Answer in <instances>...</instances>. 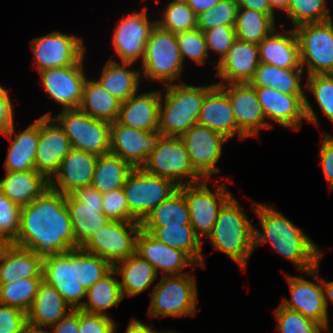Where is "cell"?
Returning <instances> with one entry per match:
<instances>
[{
    "instance_id": "c3c4849f",
    "label": "cell",
    "mask_w": 333,
    "mask_h": 333,
    "mask_svg": "<svg viewBox=\"0 0 333 333\" xmlns=\"http://www.w3.org/2000/svg\"><path fill=\"white\" fill-rule=\"evenodd\" d=\"M235 0H221L214 7L197 16V28L206 31L217 26H235L238 14Z\"/></svg>"
},
{
    "instance_id": "7402d4cb",
    "label": "cell",
    "mask_w": 333,
    "mask_h": 333,
    "mask_svg": "<svg viewBox=\"0 0 333 333\" xmlns=\"http://www.w3.org/2000/svg\"><path fill=\"white\" fill-rule=\"evenodd\" d=\"M52 118L51 112L39 118V141L35 170L50 180L58 171L64 157L72 149L64 130Z\"/></svg>"
},
{
    "instance_id": "ffe728a7",
    "label": "cell",
    "mask_w": 333,
    "mask_h": 333,
    "mask_svg": "<svg viewBox=\"0 0 333 333\" xmlns=\"http://www.w3.org/2000/svg\"><path fill=\"white\" fill-rule=\"evenodd\" d=\"M161 136L159 130L144 131L115 121L110 125V153L128 162L133 168H140L156 148Z\"/></svg>"
},
{
    "instance_id": "30bf717a",
    "label": "cell",
    "mask_w": 333,
    "mask_h": 333,
    "mask_svg": "<svg viewBox=\"0 0 333 333\" xmlns=\"http://www.w3.org/2000/svg\"><path fill=\"white\" fill-rule=\"evenodd\" d=\"M301 67L308 76L333 74V20L306 23L294 28Z\"/></svg>"
},
{
    "instance_id": "ac0fdd59",
    "label": "cell",
    "mask_w": 333,
    "mask_h": 333,
    "mask_svg": "<svg viewBox=\"0 0 333 333\" xmlns=\"http://www.w3.org/2000/svg\"><path fill=\"white\" fill-rule=\"evenodd\" d=\"M180 138L192 166L204 179L210 180L211 175L220 172L216 163L222 154L223 144L228 140L226 137L197 123Z\"/></svg>"
},
{
    "instance_id": "d6986e66",
    "label": "cell",
    "mask_w": 333,
    "mask_h": 333,
    "mask_svg": "<svg viewBox=\"0 0 333 333\" xmlns=\"http://www.w3.org/2000/svg\"><path fill=\"white\" fill-rule=\"evenodd\" d=\"M84 57L72 66L49 68L39 72L45 91L62 110L79 109L82 102Z\"/></svg>"
},
{
    "instance_id": "f1b7e54d",
    "label": "cell",
    "mask_w": 333,
    "mask_h": 333,
    "mask_svg": "<svg viewBox=\"0 0 333 333\" xmlns=\"http://www.w3.org/2000/svg\"><path fill=\"white\" fill-rule=\"evenodd\" d=\"M276 30L258 44L260 62L282 69H303L294 29L283 33Z\"/></svg>"
},
{
    "instance_id": "7dc6e473",
    "label": "cell",
    "mask_w": 333,
    "mask_h": 333,
    "mask_svg": "<svg viewBox=\"0 0 333 333\" xmlns=\"http://www.w3.org/2000/svg\"><path fill=\"white\" fill-rule=\"evenodd\" d=\"M278 331L280 333H321L324 327L317 321L303 316L297 311L283 307L274 310Z\"/></svg>"
},
{
    "instance_id": "8d00e7d4",
    "label": "cell",
    "mask_w": 333,
    "mask_h": 333,
    "mask_svg": "<svg viewBox=\"0 0 333 333\" xmlns=\"http://www.w3.org/2000/svg\"><path fill=\"white\" fill-rule=\"evenodd\" d=\"M132 63L122 64L109 59L97 80L102 87L121 102L128 100L138 92L141 72L129 70Z\"/></svg>"
},
{
    "instance_id": "3957f363",
    "label": "cell",
    "mask_w": 333,
    "mask_h": 333,
    "mask_svg": "<svg viewBox=\"0 0 333 333\" xmlns=\"http://www.w3.org/2000/svg\"><path fill=\"white\" fill-rule=\"evenodd\" d=\"M254 225L234 195L220 209L211 234L214 249L225 253L243 270L253 249Z\"/></svg>"
},
{
    "instance_id": "03108f58",
    "label": "cell",
    "mask_w": 333,
    "mask_h": 333,
    "mask_svg": "<svg viewBox=\"0 0 333 333\" xmlns=\"http://www.w3.org/2000/svg\"><path fill=\"white\" fill-rule=\"evenodd\" d=\"M269 2L273 10L281 9L282 11L284 10L286 12L289 7L290 0H269Z\"/></svg>"
},
{
    "instance_id": "e0dca14e",
    "label": "cell",
    "mask_w": 333,
    "mask_h": 333,
    "mask_svg": "<svg viewBox=\"0 0 333 333\" xmlns=\"http://www.w3.org/2000/svg\"><path fill=\"white\" fill-rule=\"evenodd\" d=\"M42 281L54 287L70 309L82 307L87 290L78 282L77 249L42 261Z\"/></svg>"
},
{
    "instance_id": "4316f807",
    "label": "cell",
    "mask_w": 333,
    "mask_h": 333,
    "mask_svg": "<svg viewBox=\"0 0 333 333\" xmlns=\"http://www.w3.org/2000/svg\"><path fill=\"white\" fill-rule=\"evenodd\" d=\"M260 64L258 45L236 39L223 60L216 65L218 85L249 83Z\"/></svg>"
},
{
    "instance_id": "60d3db41",
    "label": "cell",
    "mask_w": 333,
    "mask_h": 333,
    "mask_svg": "<svg viewBox=\"0 0 333 333\" xmlns=\"http://www.w3.org/2000/svg\"><path fill=\"white\" fill-rule=\"evenodd\" d=\"M190 225V214L184 194L178 189L154 208L141 222V227Z\"/></svg>"
},
{
    "instance_id": "603a6c76",
    "label": "cell",
    "mask_w": 333,
    "mask_h": 333,
    "mask_svg": "<svg viewBox=\"0 0 333 333\" xmlns=\"http://www.w3.org/2000/svg\"><path fill=\"white\" fill-rule=\"evenodd\" d=\"M221 86L227 92L238 128L247 137H258L261 128L273 126L266 120L256 90L250 83H229Z\"/></svg>"
},
{
    "instance_id": "8fae6325",
    "label": "cell",
    "mask_w": 333,
    "mask_h": 333,
    "mask_svg": "<svg viewBox=\"0 0 333 333\" xmlns=\"http://www.w3.org/2000/svg\"><path fill=\"white\" fill-rule=\"evenodd\" d=\"M214 187L215 191L212 192L208 188V179H203L178 188L188 204L190 225L200 240L202 236L211 234L220 209L233 196L225 184L217 183Z\"/></svg>"
},
{
    "instance_id": "7a4b0ae2",
    "label": "cell",
    "mask_w": 333,
    "mask_h": 333,
    "mask_svg": "<svg viewBox=\"0 0 333 333\" xmlns=\"http://www.w3.org/2000/svg\"><path fill=\"white\" fill-rule=\"evenodd\" d=\"M253 206L263 230L260 231L254 225L253 249L269 241L280 255L291 261L302 273L316 267L322 258L321 250L300 227L269 205L255 202Z\"/></svg>"
},
{
    "instance_id": "44dd1931",
    "label": "cell",
    "mask_w": 333,
    "mask_h": 333,
    "mask_svg": "<svg viewBox=\"0 0 333 333\" xmlns=\"http://www.w3.org/2000/svg\"><path fill=\"white\" fill-rule=\"evenodd\" d=\"M156 21L151 22L147 17V8L142 12L130 13L123 17L116 26L112 43L115 52L122 62L132 63L145 56L146 43Z\"/></svg>"
},
{
    "instance_id": "1f68e13d",
    "label": "cell",
    "mask_w": 333,
    "mask_h": 333,
    "mask_svg": "<svg viewBox=\"0 0 333 333\" xmlns=\"http://www.w3.org/2000/svg\"><path fill=\"white\" fill-rule=\"evenodd\" d=\"M14 125L4 134L11 141L4 163L6 171H28L35 169V156L39 141V119L30 124L22 132L15 133Z\"/></svg>"
},
{
    "instance_id": "91938a15",
    "label": "cell",
    "mask_w": 333,
    "mask_h": 333,
    "mask_svg": "<svg viewBox=\"0 0 333 333\" xmlns=\"http://www.w3.org/2000/svg\"><path fill=\"white\" fill-rule=\"evenodd\" d=\"M50 328L53 333H79L78 309H70L65 317Z\"/></svg>"
},
{
    "instance_id": "11a10c76",
    "label": "cell",
    "mask_w": 333,
    "mask_h": 333,
    "mask_svg": "<svg viewBox=\"0 0 333 333\" xmlns=\"http://www.w3.org/2000/svg\"><path fill=\"white\" fill-rule=\"evenodd\" d=\"M79 333H115L117 324L109 315L89 313L78 309Z\"/></svg>"
},
{
    "instance_id": "f546056e",
    "label": "cell",
    "mask_w": 333,
    "mask_h": 333,
    "mask_svg": "<svg viewBox=\"0 0 333 333\" xmlns=\"http://www.w3.org/2000/svg\"><path fill=\"white\" fill-rule=\"evenodd\" d=\"M49 188V180L35 169L6 171L0 180V191L20 207L26 206Z\"/></svg>"
},
{
    "instance_id": "d4e9b609",
    "label": "cell",
    "mask_w": 333,
    "mask_h": 333,
    "mask_svg": "<svg viewBox=\"0 0 333 333\" xmlns=\"http://www.w3.org/2000/svg\"><path fill=\"white\" fill-rule=\"evenodd\" d=\"M136 254L148 261L161 276L182 275L186 266L193 268L198 266L186 253L174 249L165 243L156 240L149 233L141 229L136 238Z\"/></svg>"
},
{
    "instance_id": "f6af8a7d",
    "label": "cell",
    "mask_w": 333,
    "mask_h": 333,
    "mask_svg": "<svg viewBox=\"0 0 333 333\" xmlns=\"http://www.w3.org/2000/svg\"><path fill=\"white\" fill-rule=\"evenodd\" d=\"M286 13L295 27L332 19L325 0H290Z\"/></svg>"
},
{
    "instance_id": "6125c7cd",
    "label": "cell",
    "mask_w": 333,
    "mask_h": 333,
    "mask_svg": "<svg viewBox=\"0 0 333 333\" xmlns=\"http://www.w3.org/2000/svg\"><path fill=\"white\" fill-rule=\"evenodd\" d=\"M196 16L214 7L221 0H185Z\"/></svg>"
},
{
    "instance_id": "b9f144b4",
    "label": "cell",
    "mask_w": 333,
    "mask_h": 333,
    "mask_svg": "<svg viewBox=\"0 0 333 333\" xmlns=\"http://www.w3.org/2000/svg\"><path fill=\"white\" fill-rule=\"evenodd\" d=\"M275 27V21L265 13L246 8L238 9L234 28L239 40L258 45Z\"/></svg>"
},
{
    "instance_id": "e7e4bbea",
    "label": "cell",
    "mask_w": 333,
    "mask_h": 333,
    "mask_svg": "<svg viewBox=\"0 0 333 333\" xmlns=\"http://www.w3.org/2000/svg\"><path fill=\"white\" fill-rule=\"evenodd\" d=\"M321 282L324 288L326 307L328 308V302L330 301L333 303V281L327 282L322 279Z\"/></svg>"
},
{
    "instance_id": "9c48e42d",
    "label": "cell",
    "mask_w": 333,
    "mask_h": 333,
    "mask_svg": "<svg viewBox=\"0 0 333 333\" xmlns=\"http://www.w3.org/2000/svg\"><path fill=\"white\" fill-rule=\"evenodd\" d=\"M52 118L68 136L72 148L98 156L110 152L111 123L95 119L80 109L62 110Z\"/></svg>"
},
{
    "instance_id": "ab89813d",
    "label": "cell",
    "mask_w": 333,
    "mask_h": 333,
    "mask_svg": "<svg viewBox=\"0 0 333 333\" xmlns=\"http://www.w3.org/2000/svg\"><path fill=\"white\" fill-rule=\"evenodd\" d=\"M133 167L117 155L107 153L98 156L92 186L101 194L122 188Z\"/></svg>"
},
{
    "instance_id": "74e56055",
    "label": "cell",
    "mask_w": 333,
    "mask_h": 333,
    "mask_svg": "<svg viewBox=\"0 0 333 333\" xmlns=\"http://www.w3.org/2000/svg\"><path fill=\"white\" fill-rule=\"evenodd\" d=\"M302 74L303 69H282L260 62L249 83L253 87L276 88L289 95H304Z\"/></svg>"
},
{
    "instance_id": "cb8c5ba5",
    "label": "cell",
    "mask_w": 333,
    "mask_h": 333,
    "mask_svg": "<svg viewBox=\"0 0 333 333\" xmlns=\"http://www.w3.org/2000/svg\"><path fill=\"white\" fill-rule=\"evenodd\" d=\"M97 159L96 154L72 148L49 180V187L67 195L81 187L90 186Z\"/></svg>"
},
{
    "instance_id": "89a4df30",
    "label": "cell",
    "mask_w": 333,
    "mask_h": 333,
    "mask_svg": "<svg viewBox=\"0 0 333 333\" xmlns=\"http://www.w3.org/2000/svg\"><path fill=\"white\" fill-rule=\"evenodd\" d=\"M163 333H176L175 331H163Z\"/></svg>"
},
{
    "instance_id": "a7ac6f4b",
    "label": "cell",
    "mask_w": 333,
    "mask_h": 333,
    "mask_svg": "<svg viewBox=\"0 0 333 333\" xmlns=\"http://www.w3.org/2000/svg\"><path fill=\"white\" fill-rule=\"evenodd\" d=\"M2 250H3V242H0V261L2 256Z\"/></svg>"
},
{
    "instance_id": "836d02e7",
    "label": "cell",
    "mask_w": 333,
    "mask_h": 333,
    "mask_svg": "<svg viewBox=\"0 0 333 333\" xmlns=\"http://www.w3.org/2000/svg\"><path fill=\"white\" fill-rule=\"evenodd\" d=\"M113 269L122 277L119 284L123 298L133 297L145 291L158 276L155 268L136 253L116 262Z\"/></svg>"
},
{
    "instance_id": "d590c367",
    "label": "cell",
    "mask_w": 333,
    "mask_h": 333,
    "mask_svg": "<svg viewBox=\"0 0 333 333\" xmlns=\"http://www.w3.org/2000/svg\"><path fill=\"white\" fill-rule=\"evenodd\" d=\"M121 101L105 90L96 80L86 78L79 109L89 116L113 123L117 121Z\"/></svg>"
},
{
    "instance_id": "d6a6232c",
    "label": "cell",
    "mask_w": 333,
    "mask_h": 333,
    "mask_svg": "<svg viewBox=\"0 0 333 333\" xmlns=\"http://www.w3.org/2000/svg\"><path fill=\"white\" fill-rule=\"evenodd\" d=\"M67 307L70 308L61 294L42 281L27 312V323L38 327H51L69 313Z\"/></svg>"
},
{
    "instance_id": "4dcf8cb0",
    "label": "cell",
    "mask_w": 333,
    "mask_h": 333,
    "mask_svg": "<svg viewBox=\"0 0 333 333\" xmlns=\"http://www.w3.org/2000/svg\"><path fill=\"white\" fill-rule=\"evenodd\" d=\"M18 278H42V261L29 249L3 243L0 284L11 283Z\"/></svg>"
},
{
    "instance_id": "4fadbf2b",
    "label": "cell",
    "mask_w": 333,
    "mask_h": 333,
    "mask_svg": "<svg viewBox=\"0 0 333 333\" xmlns=\"http://www.w3.org/2000/svg\"><path fill=\"white\" fill-rule=\"evenodd\" d=\"M266 119L275 124L298 130L302 120L319 125L313 107L305 95H289L276 88L254 87Z\"/></svg>"
},
{
    "instance_id": "5b68a950",
    "label": "cell",
    "mask_w": 333,
    "mask_h": 333,
    "mask_svg": "<svg viewBox=\"0 0 333 333\" xmlns=\"http://www.w3.org/2000/svg\"><path fill=\"white\" fill-rule=\"evenodd\" d=\"M191 272L162 276L151 292L150 317L193 316L197 311V286Z\"/></svg>"
},
{
    "instance_id": "9f6ffc18",
    "label": "cell",
    "mask_w": 333,
    "mask_h": 333,
    "mask_svg": "<svg viewBox=\"0 0 333 333\" xmlns=\"http://www.w3.org/2000/svg\"><path fill=\"white\" fill-rule=\"evenodd\" d=\"M27 313L16 307L0 304V333H22Z\"/></svg>"
},
{
    "instance_id": "9a60e30c",
    "label": "cell",
    "mask_w": 333,
    "mask_h": 333,
    "mask_svg": "<svg viewBox=\"0 0 333 333\" xmlns=\"http://www.w3.org/2000/svg\"><path fill=\"white\" fill-rule=\"evenodd\" d=\"M38 72L77 64L85 54L82 38L53 31L31 41Z\"/></svg>"
},
{
    "instance_id": "ba28073f",
    "label": "cell",
    "mask_w": 333,
    "mask_h": 333,
    "mask_svg": "<svg viewBox=\"0 0 333 333\" xmlns=\"http://www.w3.org/2000/svg\"><path fill=\"white\" fill-rule=\"evenodd\" d=\"M122 188L130 213L142 222L154 208L176 192L179 186L140 167L132 169Z\"/></svg>"
},
{
    "instance_id": "f5cc1de1",
    "label": "cell",
    "mask_w": 333,
    "mask_h": 333,
    "mask_svg": "<svg viewBox=\"0 0 333 333\" xmlns=\"http://www.w3.org/2000/svg\"><path fill=\"white\" fill-rule=\"evenodd\" d=\"M102 209L110 220L139 222L129 211L123 188L102 194Z\"/></svg>"
},
{
    "instance_id": "f907efd6",
    "label": "cell",
    "mask_w": 333,
    "mask_h": 333,
    "mask_svg": "<svg viewBox=\"0 0 333 333\" xmlns=\"http://www.w3.org/2000/svg\"><path fill=\"white\" fill-rule=\"evenodd\" d=\"M177 43L183 62L189 57L195 64H205L209 51L203 31L196 28L177 34Z\"/></svg>"
},
{
    "instance_id": "7c38bea8",
    "label": "cell",
    "mask_w": 333,
    "mask_h": 333,
    "mask_svg": "<svg viewBox=\"0 0 333 333\" xmlns=\"http://www.w3.org/2000/svg\"><path fill=\"white\" fill-rule=\"evenodd\" d=\"M140 230L141 222L111 220L95 231L80 248L113 266L136 253V238Z\"/></svg>"
},
{
    "instance_id": "277c9868",
    "label": "cell",
    "mask_w": 333,
    "mask_h": 333,
    "mask_svg": "<svg viewBox=\"0 0 333 333\" xmlns=\"http://www.w3.org/2000/svg\"><path fill=\"white\" fill-rule=\"evenodd\" d=\"M206 85L191 86L181 82L165 86L159 105L158 130L162 136L180 137L198 123L206 92L213 86Z\"/></svg>"
},
{
    "instance_id": "be15d7a7",
    "label": "cell",
    "mask_w": 333,
    "mask_h": 333,
    "mask_svg": "<svg viewBox=\"0 0 333 333\" xmlns=\"http://www.w3.org/2000/svg\"><path fill=\"white\" fill-rule=\"evenodd\" d=\"M151 324H143L137 319H132L125 331V333H163L162 331L157 332Z\"/></svg>"
},
{
    "instance_id": "8992f818",
    "label": "cell",
    "mask_w": 333,
    "mask_h": 333,
    "mask_svg": "<svg viewBox=\"0 0 333 333\" xmlns=\"http://www.w3.org/2000/svg\"><path fill=\"white\" fill-rule=\"evenodd\" d=\"M143 76L149 81H165V85L180 79L183 61L177 43V35L161 29L157 24L146 43L142 61Z\"/></svg>"
},
{
    "instance_id": "7bdbcfd3",
    "label": "cell",
    "mask_w": 333,
    "mask_h": 333,
    "mask_svg": "<svg viewBox=\"0 0 333 333\" xmlns=\"http://www.w3.org/2000/svg\"><path fill=\"white\" fill-rule=\"evenodd\" d=\"M41 282L42 278H18L11 283L0 284V304L16 307L27 313Z\"/></svg>"
},
{
    "instance_id": "ee69618b",
    "label": "cell",
    "mask_w": 333,
    "mask_h": 333,
    "mask_svg": "<svg viewBox=\"0 0 333 333\" xmlns=\"http://www.w3.org/2000/svg\"><path fill=\"white\" fill-rule=\"evenodd\" d=\"M156 24L163 30L180 34L197 28V16L185 0H172Z\"/></svg>"
},
{
    "instance_id": "484cf974",
    "label": "cell",
    "mask_w": 333,
    "mask_h": 333,
    "mask_svg": "<svg viewBox=\"0 0 333 333\" xmlns=\"http://www.w3.org/2000/svg\"><path fill=\"white\" fill-rule=\"evenodd\" d=\"M198 124L222 134L228 140L236 134L241 140L247 137L237 126L226 90L216 83L206 92Z\"/></svg>"
},
{
    "instance_id": "6f0895ef",
    "label": "cell",
    "mask_w": 333,
    "mask_h": 333,
    "mask_svg": "<svg viewBox=\"0 0 333 333\" xmlns=\"http://www.w3.org/2000/svg\"><path fill=\"white\" fill-rule=\"evenodd\" d=\"M320 161L323 168L324 176L329 185V189L333 188V136L325 133L322 140V146L319 152Z\"/></svg>"
},
{
    "instance_id": "681fc988",
    "label": "cell",
    "mask_w": 333,
    "mask_h": 333,
    "mask_svg": "<svg viewBox=\"0 0 333 333\" xmlns=\"http://www.w3.org/2000/svg\"><path fill=\"white\" fill-rule=\"evenodd\" d=\"M21 207L0 191V242L11 244L20 231Z\"/></svg>"
},
{
    "instance_id": "bcb514c9",
    "label": "cell",
    "mask_w": 333,
    "mask_h": 333,
    "mask_svg": "<svg viewBox=\"0 0 333 333\" xmlns=\"http://www.w3.org/2000/svg\"><path fill=\"white\" fill-rule=\"evenodd\" d=\"M113 266L103 258L77 248L78 282L87 290L107 274Z\"/></svg>"
},
{
    "instance_id": "f35d334b",
    "label": "cell",
    "mask_w": 333,
    "mask_h": 333,
    "mask_svg": "<svg viewBox=\"0 0 333 333\" xmlns=\"http://www.w3.org/2000/svg\"><path fill=\"white\" fill-rule=\"evenodd\" d=\"M114 274L117 275L112 268L87 289L86 297L89 302H84L81 310L107 316V309L118 305L123 300L119 280Z\"/></svg>"
},
{
    "instance_id": "5bb4252c",
    "label": "cell",
    "mask_w": 333,
    "mask_h": 333,
    "mask_svg": "<svg viewBox=\"0 0 333 333\" xmlns=\"http://www.w3.org/2000/svg\"><path fill=\"white\" fill-rule=\"evenodd\" d=\"M76 249L111 220L103 213L102 194L92 185L66 195Z\"/></svg>"
},
{
    "instance_id": "52a82bcc",
    "label": "cell",
    "mask_w": 333,
    "mask_h": 333,
    "mask_svg": "<svg viewBox=\"0 0 333 333\" xmlns=\"http://www.w3.org/2000/svg\"><path fill=\"white\" fill-rule=\"evenodd\" d=\"M142 168L152 175L173 181L179 187L204 179L192 166L180 137L161 136Z\"/></svg>"
},
{
    "instance_id": "db71d44e",
    "label": "cell",
    "mask_w": 333,
    "mask_h": 333,
    "mask_svg": "<svg viewBox=\"0 0 333 333\" xmlns=\"http://www.w3.org/2000/svg\"><path fill=\"white\" fill-rule=\"evenodd\" d=\"M234 27L222 25L204 31L208 51L212 50L219 54L217 64L223 60L237 39Z\"/></svg>"
},
{
    "instance_id": "2e32d148",
    "label": "cell",
    "mask_w": 333,
    "mask_h": 333,
    "mask_svg": "<svg viewBox=\"0 0 333 333\" xmlns=\"http://www.w3.org/2000/svg\"><path fill=\"white\" fill-rule=\"evenodd\" d=\"M319 263L320 260L315 268L306 271L305 274L317 281L319 280L321 285L301 277L286 275L291 300L284 298L280 304L287 309L297 311L303 316L317 321L327 332L329 330L328 309L325 303L324 288L321 279L318 277Z\"/></svg>"
},
{
    "instance_id": "003e7915",
    "label": "cell",
    "mask_w": 333,
    "mask_h": 333,
    "mask_svg": "<svg viewBox=\"0 0 333 333\" xmlns=\"http://www.w3.org/2000/svg\"><path fill=\"white\" fill-rule=\"evenodd\" d=\"M22 333H52V332L48 330L46 331L44 327H38L27 323L24 326Z\"/></svg>"
},
{
    "instance_id": "6da1fadb",
    "label": "cell",
    "mask_w": 333,
    "mask_h": 333,
    "mask_svg": "<svg viewBox=\"0 0 333 333\" xmlns=\"http://www.w3.org/2000/svg\"><path fill=\"white\" fill-rule=\"evenodd\" d=\"M13 244L33 251L41 261L76 249L66 195L49 187L21 207L20 231Z\"/></svg>"
},
{
    "instance_id": "680465c9",
    "label": "cell",
    "mask_w": 333,
    "mask_h": 333,
    "mask_svg": "<svg viewBox=\"0 0 333 333\" xmlns=\"http://www.w3.org/2000/svg\"><path fill=\"white\" fill-rule=\"evenodd\" d=\"M13 105L9 93L0 86V133H7L14 125Z\"/></svg>"
},
{
    "instance_id": "83f0119b",
    "label": "cell",
    "mask_w": 333,
    "mask_h": 333,
    "mask_svg": "<svg viewBox=\"0 0 333 333\" xmlns=\"http://www.w3.org/2000/svg\"><path fill=\"white\" fill-rule=\"evenodd\" d=\"M161 91H150L121 102L117 121L124 126L144 131L159 128V105Z\"/></svg>"
},
{
    "instance_id": "e575fe53",
    "label": "cell",
    "mask_w": 333,
    "mask_h": 333,
    "mask_svg": "<svg viewBox=\"0 0 333 333\" xmlns=\"http://www.w3.org/2000/svg\"><path fill=\"white\" fill-rule=\"evenodd\" d=\"M156 240L186 253L198 266L205 268V259L202 253L203 243L194 232L191 225L141 227Z\"/></svg>"
},
{
    "instance_id": "94428289",
    "label": "cell",
    "mask_w": 333,
    "mask_h": 333,
    "mask_svg": "<svg viewBox=\"0 0 333 333\" xmlns=\"http://www.w3.org/2000/svg\"><path fill=\"white\" fill-rule=\"evenodd\" d=\"M239 8L255 10L269 15L275 21V11L269 0H235Z\"/></svg>"
},
{
    "instance_id": "816d5d0a",
    "label": "cell",
    "mask_w": 333,
    "mask_h": 333,
    "mask_svg": "<svg viewBox=\"0 0 333 333\" xmlns=\"http://www.w3.org/2000/svg\"><path fill=\"white\" fill-rule=\"evenodd\" d=\"M304 87L311 91L322 113L333 123V74L307 76Z\"/></svg>"
}]
</instances>
